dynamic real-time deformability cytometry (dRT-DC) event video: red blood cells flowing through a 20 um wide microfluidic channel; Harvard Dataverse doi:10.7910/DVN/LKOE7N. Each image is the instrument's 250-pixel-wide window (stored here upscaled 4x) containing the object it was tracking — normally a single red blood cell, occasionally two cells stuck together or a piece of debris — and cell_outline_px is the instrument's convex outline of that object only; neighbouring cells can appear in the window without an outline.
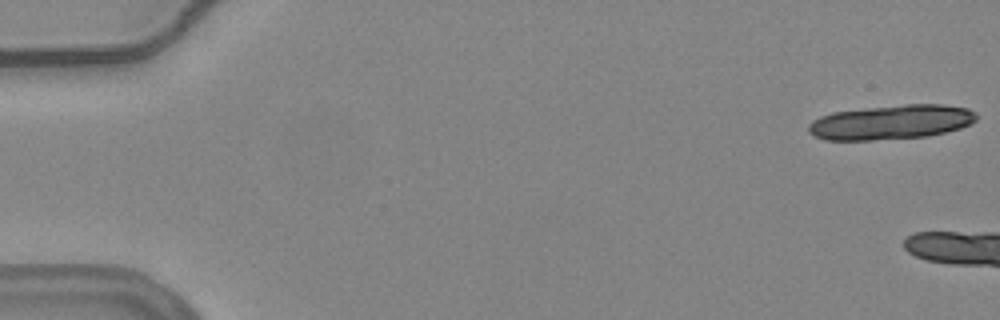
{"species": "common noctule bat (a hibernating species)", "species_latin": "Nyctalus noctula", "temperature_condition": "warm", "stored_images_in_passage": 5, "camera_frame_rate_fps": 3000, "um_per_image_px": 0.085, "animal": {"sex": "female", "body_mass_g": 24.6, "forearm_length_mm": 56.2}, "frame": {"image": 1, "passage_image": 1, "time_ms": 0.0, "image_size_px": [1000, 320], "cell_outline_px": [[976, 120], [972, 124], [960, 128], [928, 136], [872, 140], [824, 140], [808, 132], [808, 124], [812, 120], [820, 116], [832, 112], [864, 108], [904, 104], [944, 104], [968, 108], [976, 112]], "centroid_in_image_um": [75.75, 10.38], "position_along_channel_um": 9.3, "area_um2": 33.99}}